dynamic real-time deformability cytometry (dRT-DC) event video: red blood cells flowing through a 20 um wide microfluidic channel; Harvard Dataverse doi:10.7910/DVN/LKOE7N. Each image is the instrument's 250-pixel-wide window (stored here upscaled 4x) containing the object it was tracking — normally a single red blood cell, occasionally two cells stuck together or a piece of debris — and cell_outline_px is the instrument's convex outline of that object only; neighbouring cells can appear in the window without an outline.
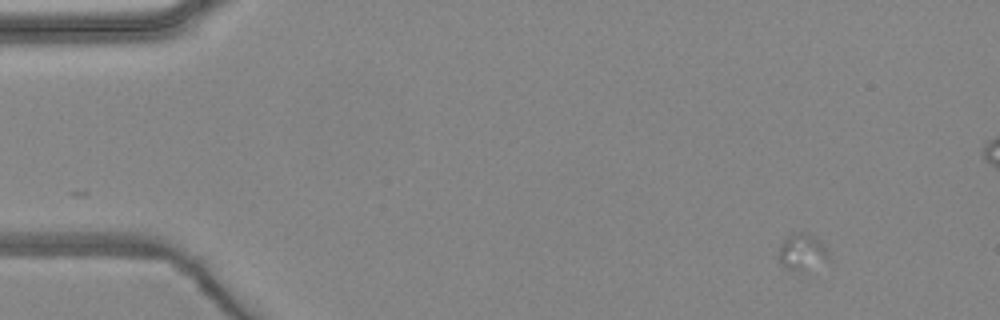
{"species": "common noctule bat (a hibernating species)", "species_latin": "Nyctalus noctula", "temperature_condition": "warm", "stored_images_in_passage": 5, "camera_frame_rate_fps": 3000, "um_per_image_px": 0.085, "animal": {"sex": "female", "body_mass_g": 24.6, "forearm_length_mm": 56.2}, "frame": {"image": 1, "passage_image": 1, "time_ms": 0.0, "image_size_px": [1000, 320], "cell_outline_px": [[832, 260], [800, 268], [784, 268], [780, 264], [776, 256], [780, 244], [792, 232], [804, 232], [816, 236], [820, 240], [828, 252]], "centroid_in_image_um": [68.15, 21.34], "position_along_channel_um": 16.8, "area_um2": 10.46}}